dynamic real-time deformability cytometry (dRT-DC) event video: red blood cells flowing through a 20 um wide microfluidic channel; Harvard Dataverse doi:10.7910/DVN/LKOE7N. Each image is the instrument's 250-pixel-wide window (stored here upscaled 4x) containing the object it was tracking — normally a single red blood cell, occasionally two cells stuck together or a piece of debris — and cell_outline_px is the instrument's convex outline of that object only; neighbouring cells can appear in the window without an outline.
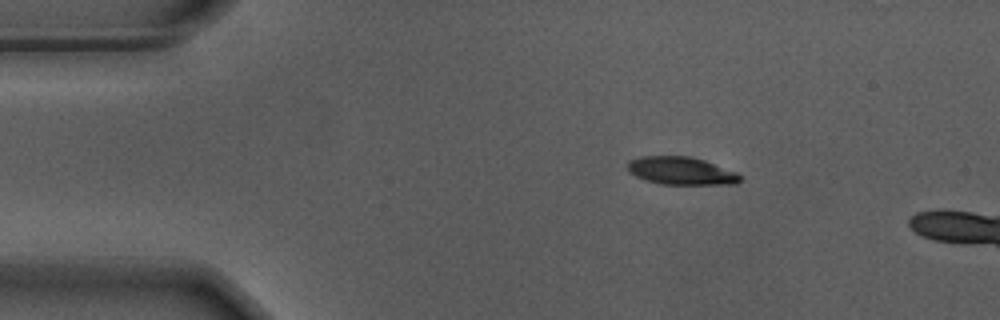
{"species": "Egyptian fruit bat (a non-hibernating species)", "species_latin": "Rousettus aegyptiacus", "temperature_condition": "warm", "stored_images_in_passage": 44, "camera_frame_rate_fps": 3000, "um_per_image_px": 0.085, "animal": {"sex": "male"}, "frame": {"image": 1, "passage_image": 1, "time_ms": 0.0, "image_size_px": [1000, 320], "cell_outline_px": [[740, 180], [736, 184], [660, 184], [644, 180], [628, 172], [628, 160], [640, 156], [688, 156], [704, 160], [736, 172], [740, 176]], "centroid_in_image_um": [57.85, 14.52], "position_along_channel_um": 27.2, "area_um2": 18.21}}
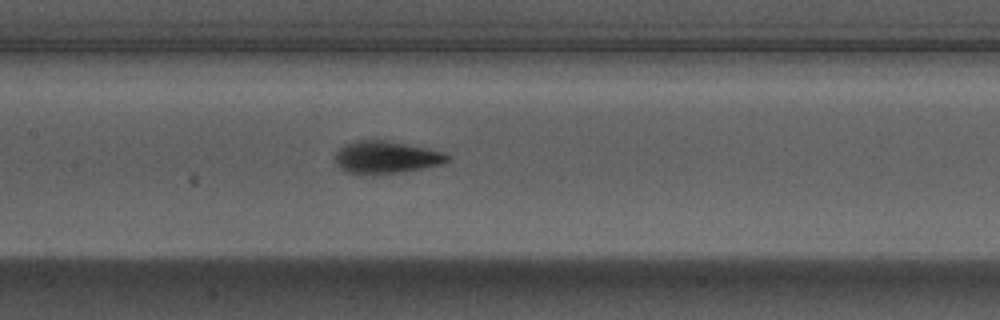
{"frame": {"image": 2, "passage_image": 18, "time_ms": 5.667, "image_size_px": [1000, 320], "cell_outline_px": [[452, 156], [448, 160], [440, 164], [424, 168], [404, 172], [360, 176], [344, 172], [336, 164], [336, 152], [344, 144], [356, 140], [384, 140], [428, 148], [444, 152]], "centroid_in_image_um": [32.79, 13.39], "position_along_channel_um": 174.6, "area_um2": 21.62}}
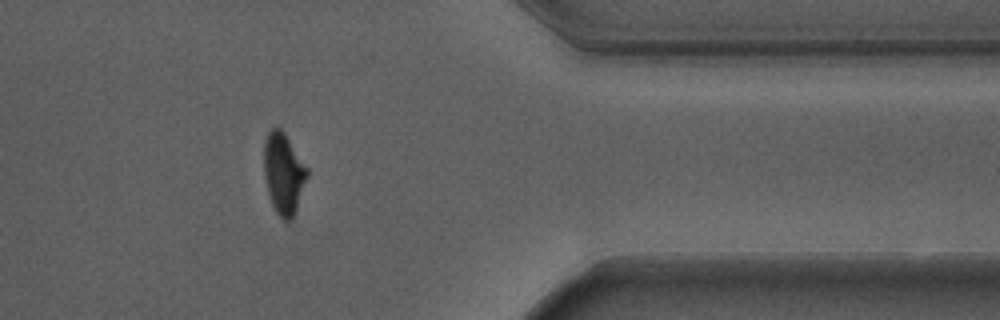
{"frame": {"image": 3, "passage_image": 37, "time_ms": 12.0, "image_size_px": [1000, 320], "cell_outline_px": [[308, 176], [292, 220], [284, 220], [276, 212], [272, 204], [268, 192], [264, 176], [264, 140], [268, 132], [272, 128], [280, 128], [284, 132], [308, 168]], "centroid_in_image_um": [24.1, 14.73], "position_along_channel_um": 387.3, "area_um2": 20.29}, "authors_computed_cell_mechanics": {"area_um2": 20.1433, "velocity_mm_per_s": 3.6877, "shape_relaxation_time_tau1_ms": 2.5273, "shape_relaxation_time_tau2_ms": 1.0684, "deformation_change_tau1": 0.1836, "deformation_change_tau2": 0.0584}}